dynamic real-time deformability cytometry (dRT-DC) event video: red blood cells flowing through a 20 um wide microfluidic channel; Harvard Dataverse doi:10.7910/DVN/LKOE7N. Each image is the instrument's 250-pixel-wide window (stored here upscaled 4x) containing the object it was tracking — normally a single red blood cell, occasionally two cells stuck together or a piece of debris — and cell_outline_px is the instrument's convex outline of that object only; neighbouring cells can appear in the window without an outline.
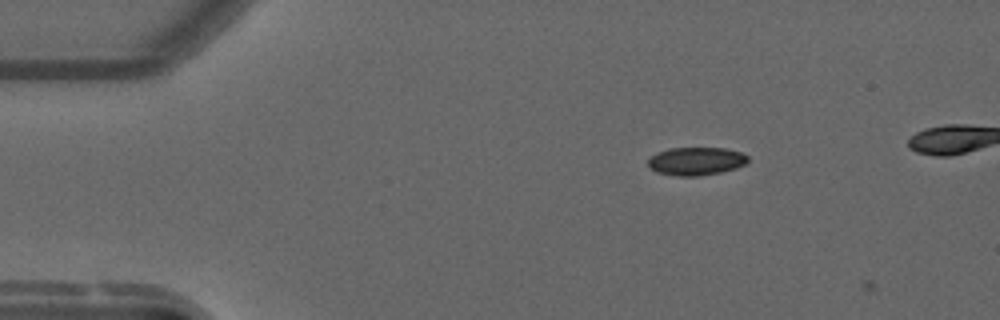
{"species": "common noctule bat (a hibernating species)", "species_latin": "Nyctalus noctula", "temperature_condition": "warm", "stored_images_in_passage": 2, "camera_frame_rate_fps": 3000, "um_per_image_px": 0.085, "animal": {"sex": "male", "forearm_length_mm": 52.5}, "frame": {"image": 1, "passage_image": 1, "time_ms": 0.0, "image_size_px": [1000, 320], "cell_outline_px": [[748, 160], [744, 164], [736, 168], [720, 172], [700, 176], [680, 176], [656, 172], [648, 164], [648, 160], [656, 152], [668, 148], [724, 148], [740, 152], [748, 156]], "centroid_in_image_um": [59.16, 13.69], "position_along_channel_um": 25.8, "area_um2": 16.24}}